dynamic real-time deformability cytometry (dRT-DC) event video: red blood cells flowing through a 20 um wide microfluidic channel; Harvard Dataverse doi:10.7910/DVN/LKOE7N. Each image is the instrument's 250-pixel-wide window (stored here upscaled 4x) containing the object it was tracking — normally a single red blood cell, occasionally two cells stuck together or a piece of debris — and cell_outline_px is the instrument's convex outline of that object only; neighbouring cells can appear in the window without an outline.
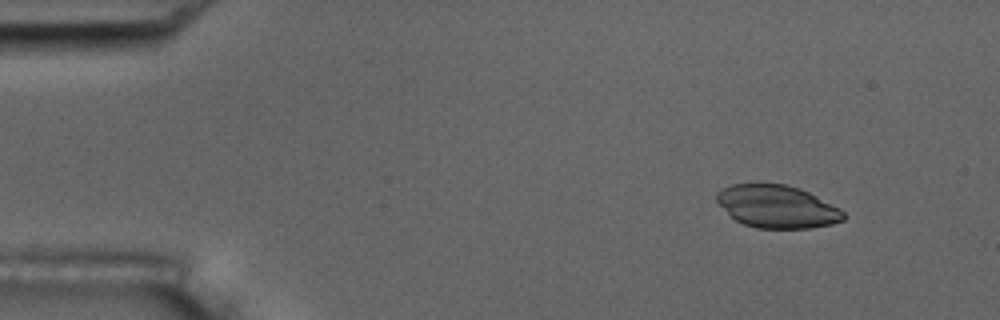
{"species": "common noctule bat (a hibernating species)", "species_latin": "Nyctalus noctula", "temperature_condition": "room temperature", "stored_images_in_passage": 4, "camera_frame_rate_fps": 3000, "um_per_image_px": 0.085, "animal": {"sex": "male", "body_mass_g": 17.5, "forearm_length_mm": 52.3}, "frame": {"image": 1, "passage_image": 1, "time_ms": 0.0, "image_size_px": [1000, 320], "cell_outline_px": [[844, 220], [832, 224], [812, 228], [756, 228], [744, 224], [736, 220], [716, 200], [716, 192], [732, 184], [788, 184], [800, 188], [840, 208], [844, 212]], "centroid_in_image_um": [66.08, 17.56], "position_along_channel_um": 18.9, "area_um2": 31.33}}